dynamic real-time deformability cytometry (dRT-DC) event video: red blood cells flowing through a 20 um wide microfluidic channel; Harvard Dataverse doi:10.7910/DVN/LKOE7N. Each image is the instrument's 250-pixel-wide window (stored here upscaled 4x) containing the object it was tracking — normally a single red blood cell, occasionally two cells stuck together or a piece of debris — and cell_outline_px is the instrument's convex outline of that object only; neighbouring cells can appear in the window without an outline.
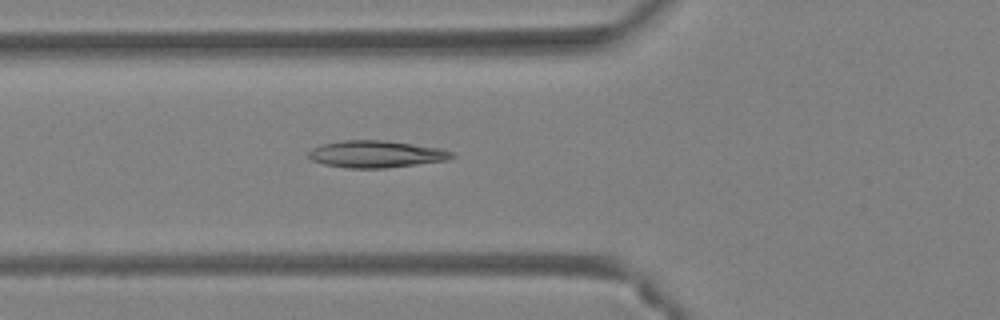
{"species": "Egyptian fruit bat (a non-hibernating species)", "species_latin": "Rousettus aegyptiacus", "temperature_condition": "warm", "stored_images_in_passage": 33, "camera_frame_rate_fps": 3000, "um_per_image_px": 0.085, "animal": {"sex": "female"}, "frame": {"image": 1, "passage_image": 4, "time_ms": 1.0, "image_size_px": [1000, 320], "cell_outline_px": [[456, 156], [448, 160], [384, 168], [348, 168], [324, 164], [312, 160], [308, 156], [308, 152], [312, 148], [324, 144], [344, 140], [384, 140], [440, 148], [452, 152]], "centroid_in_image_um": [31.97, 13.1], "position_along_channel_um": 93.8, "area_um2": 22.37}}
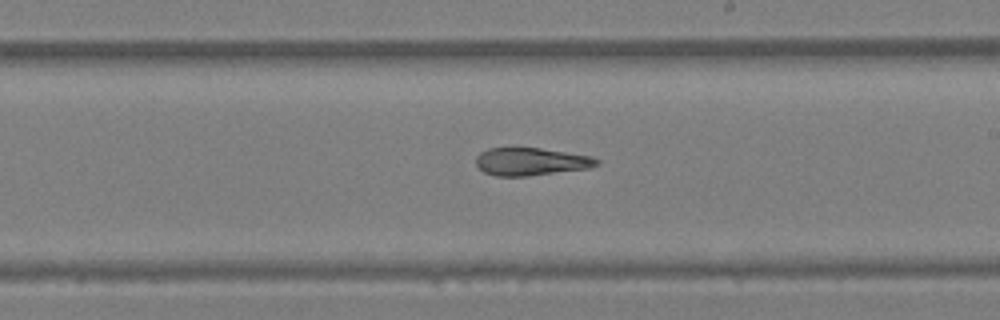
{"frame": {"image": 2, "passage_image": 14, "time_ms": 4.333, "image_size_px": [1000, 320], "cell_outline_px": [[600, 164], [588, 168], [528, 176], [496, 176], [484, 172], [476, 164], [476, 156], [480, 152], [488, 148], [540, 148], [592, 156], [600, 160]], "centroid_in_image_um": [45.13, 13.73], "position_along_channel_um": 243.9, "area_um2": 19.48}}
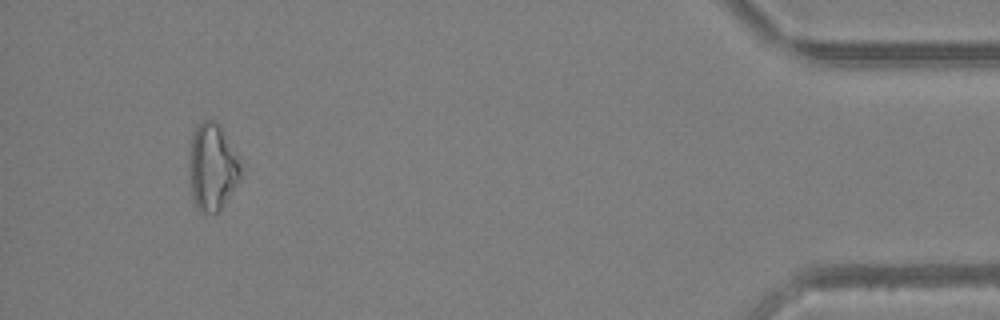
{"frame": {"image": 3, "passage_image": 30, "time_ms": 9.667, "image_size_px": [1000, 320], "cell_outline_px": [[244, 172], [240, 180], [220, 208], [216, 212], [200, 212], [196, 208], [192, 196], [188, 172], [188, 168], [192, 132], [196, 124], [204, 120], [216, 120], [220, 124]], "centroid_in_image_um": [18.02, 14.17], "position_along_channel_um": 417.2, "area_um2": 26.24}, "authors_computed_cell_mechanics": {"area_um2": 21.3282, "velocity_mm_per_s": 4.5049, "shape_relaxation_time_tau1_ms": null, "shape_relaxation_time_tau2_ms": 9.1206, "deformation_change_tau1": null, "deformation_change_tau2": 0.2238}}